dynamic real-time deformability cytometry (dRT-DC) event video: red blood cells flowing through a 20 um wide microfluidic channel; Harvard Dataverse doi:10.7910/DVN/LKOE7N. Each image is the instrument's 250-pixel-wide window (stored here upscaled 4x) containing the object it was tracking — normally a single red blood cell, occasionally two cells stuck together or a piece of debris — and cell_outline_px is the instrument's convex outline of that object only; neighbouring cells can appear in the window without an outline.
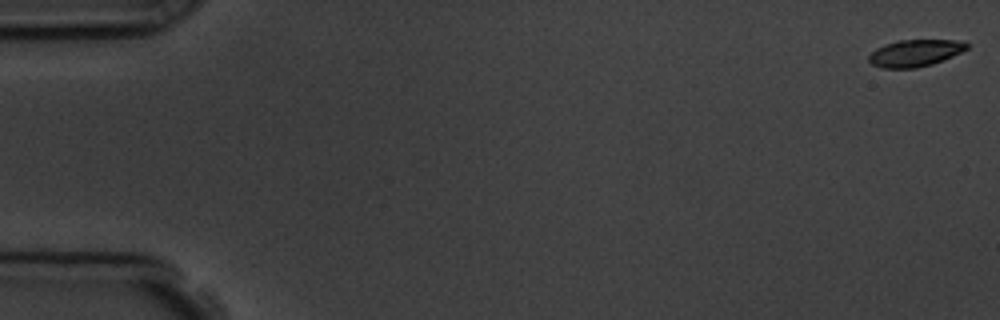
{"species": "common noctule bat (a hibernating species)", "species_latin": "Nyctalus noctula", "temperature_condition": "room temperature", "stored_images_in_passage": 4, "camera_frame_rate_fps": 3000, "um_per_image_px": 0.085, "animal": {"sex": "male", "body_mass_g": 19.5, "forearm_length_mm": 54.6}, "frame": {"image": 1, "passage_image": 1, "time_ms": 0.0, "image_size_px": [1000, 320], "cell_outline_px": [[968, 48], [952, 56], [932, 64], [916, 68], [884, 68], [872, 64], [868, 60], [868, 56], [876, 48], [896, 40], [956, 40], [968, 44]], "centroid_in_image_um": [77.75, 4.51], "position_along_channel_um": 7.3, "area_um2": 15.2}}